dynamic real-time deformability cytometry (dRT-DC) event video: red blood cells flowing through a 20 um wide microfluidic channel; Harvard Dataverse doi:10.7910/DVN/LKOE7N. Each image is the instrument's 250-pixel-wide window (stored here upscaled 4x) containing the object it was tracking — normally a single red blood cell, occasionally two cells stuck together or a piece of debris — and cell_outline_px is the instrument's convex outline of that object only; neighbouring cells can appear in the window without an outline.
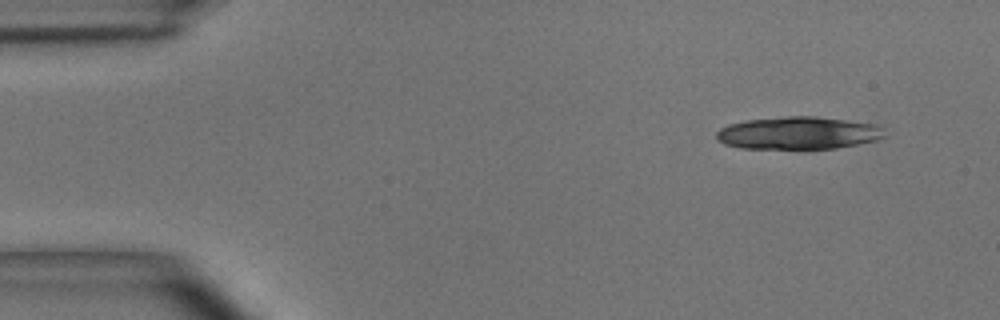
{"species": "common noctule bat (a hibernating species)", "species_latin": "Nyctalus noctula", "temperature_condition": "room temperature", "stored_images_in_passage": 3, "camera_frame_rate_fps": 3000, "um_per_image_px": 0.085, "animal": {"sex": "male", "body_mass_g": 15.6}, "frame": {"image": 1, "passage_image": 1, "time_ms": 0.0, "image_size_px": [1000, 320], "cell_outline_px": [[884, 136], [876, 140], [836, 148], [804, 152], [740, 148], [724, 144], [716, 140], [716, 132], [720, 128], [728, 124], [748, 120], [788, 116], [816, 116], [876, 124], [880, 128]], "centroid_in_image_um": [67.78, 11.36], "position_along_channel_um": 17.2, "area_um2": 33.0}}